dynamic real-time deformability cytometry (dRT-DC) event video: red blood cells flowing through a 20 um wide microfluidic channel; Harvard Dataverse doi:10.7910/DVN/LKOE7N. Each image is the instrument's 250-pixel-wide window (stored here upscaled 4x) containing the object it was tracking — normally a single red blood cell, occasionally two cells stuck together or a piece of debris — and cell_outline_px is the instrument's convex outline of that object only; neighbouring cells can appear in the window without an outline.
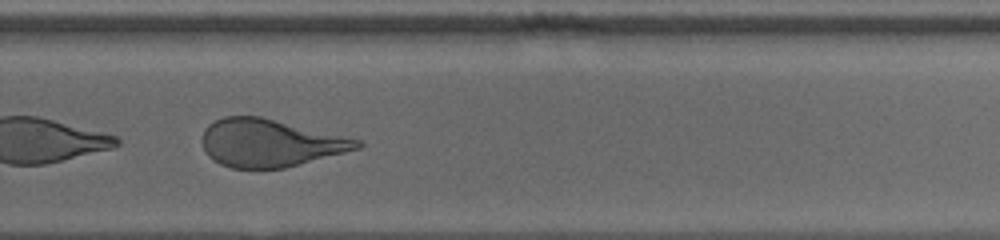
{"species": "human", "species_latin": "Homo sapiens", "temperature_condition": "cold", "stored_images_in_passage": 36, "camera_frame_rate_fps": 3000, "um_per_image_px": 0.085, "donor": {"sex": "male"}, "frame": {"image": 1, "passage_image": 26, "time_ms": 8.333, "image_size_px": [1000, 240], "cell_outline_px": [[364, 144], [360, 148], [284, 168], [232, 168], [220, 164], [208, 156], [200, 140], [204, 128], [208, 124], [224, 116], [260, 116], [360, 140]], "centroid_in_image_um": [22.89, 12.15], "position_along_channel_um": 306.9, "area_um2": 42.77}, "authors_computed_cell_mechanics": {"area_um2": 44.4482, "velocity_mm_per_s": 3.81, "shape_relaxation_time_tau1_ms": 8.656, "shape_relaxation_time_tau2_ms": 0.7249, "deformation_change_tau1": 0.2442, "deformation_change_tau2": 0.0782}}